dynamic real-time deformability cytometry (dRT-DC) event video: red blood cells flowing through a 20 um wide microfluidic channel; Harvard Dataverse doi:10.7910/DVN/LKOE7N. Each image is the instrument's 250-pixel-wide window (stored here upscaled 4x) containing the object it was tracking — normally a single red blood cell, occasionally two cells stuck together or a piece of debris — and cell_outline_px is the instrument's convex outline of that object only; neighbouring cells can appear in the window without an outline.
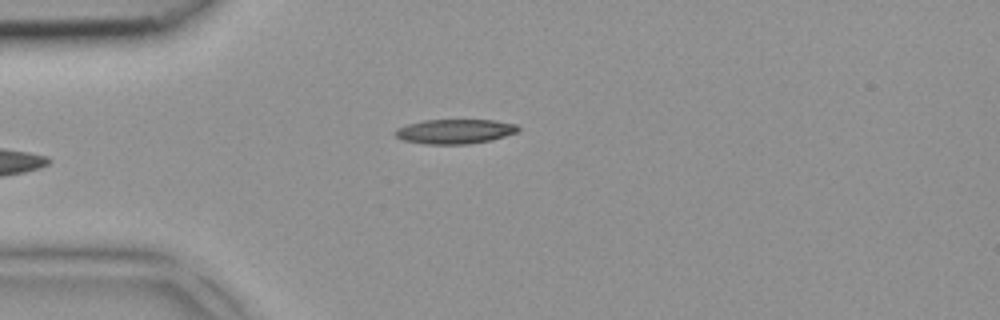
{"species": "common noctule bat (a hibernating species)", "species_latin": "Nyctalus noctula", "temperature_condition": "room temperature", "stored_images_in_passage": 5, "camera_frame_rate_fps": 3000, "um_per_image_px": 0.085, "animal": {"sex": "female", "body_mass_g": 18.4}, "frame": {"image": 1, "passage_image": 5, "time_ms": 1.333, "image_size_px": [1000, 320], "cell_outline_px": [[520, 128], [516, 132], [492, 140], [468, 144], [424, 144], [404, 140], [396, 136], [392, 132], [396, 128], [420, 120], [496, 120], [516, 124]], "centroid_in_image_um": [38.64, 11.17], "position_along_channel_um": 46.4, "area_um2": 17.69}}